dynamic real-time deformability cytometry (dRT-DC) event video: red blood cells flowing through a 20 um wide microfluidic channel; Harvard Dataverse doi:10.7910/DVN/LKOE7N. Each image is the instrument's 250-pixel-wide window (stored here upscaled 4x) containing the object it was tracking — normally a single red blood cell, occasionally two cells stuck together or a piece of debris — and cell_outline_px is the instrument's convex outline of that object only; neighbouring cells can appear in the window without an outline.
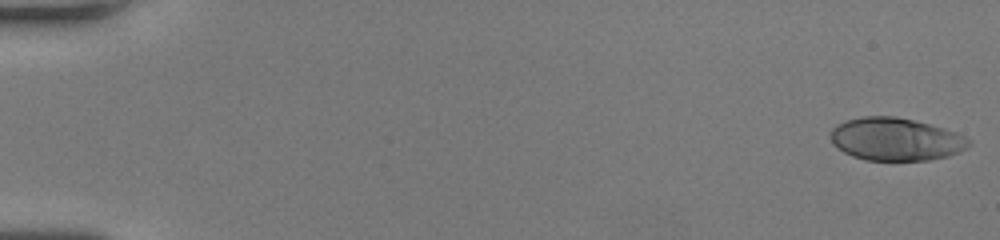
{"species": "human", "species_latin": "Homo sapiens", "temperature_condition": "room temperature", "stored_images_in_passage": 52, "camera_frame_rate_fps": 3000, "um_per_image_px": 0.085, "donor": {"sex": "female"}, "frame": {"image": 1, "passage_image": 1, "time_ms": 0.0, "image_size_px": [1000, 240], "cell_outline_px": [[972, 144], [968, 148], [948, 156], [928, 160], [864, 160], [852, 156], [844, 152], [832, 144], [832, 128], [836, 124], [844, 120], [864, 116], [896, 116], [944, 128], [956, 132], [972, 140]], "centroid_in_image_um": [76.15, 11.83], "position_along_channel_um": 8.9, "area_um2": 34.56}}
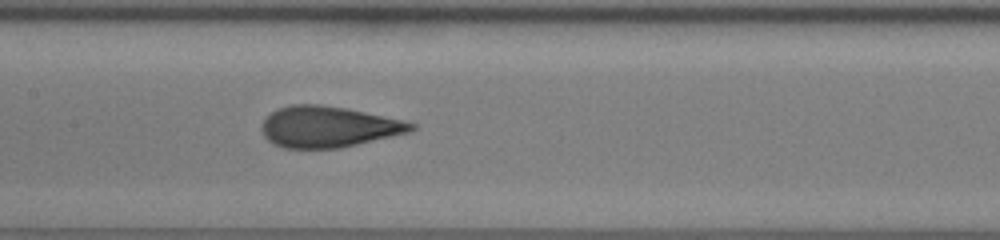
{"frame": {"image": 2, "passage_image": 27, "time_ms": 8.667, "image_size_px": [1000, 240], "cell_outline_px": [[416, 128], [408, 132], [340, 148], [284, 148], [272, 144], [264, 136], [260, 128], [260, 124], [272, 112], [280, 108], [292, 104], [320, 104], [344, 108], [404, 120], [416, 124]], "centroid_in_image_um": [27.87, 10.78], "position_along_channel_um": 179.5, "area_um2": 35.55}}
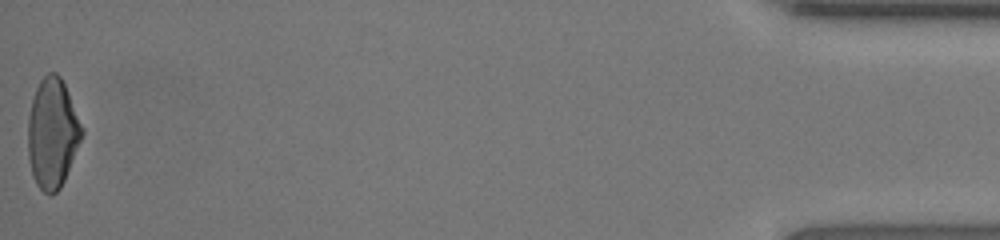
{"frame": {"image": 3, "passage_image": 52, "time_ms": 17.0, "image_size_px": [1000, 240], "cell_outline_px": [[84, 132], [64, 180], [60, 188], [52, 196], [48, 196], [36, 184], [32, 176], [28, 160], [28, 116], [32, 100], [36, 88], [40, 80], [48, 72], [56, 72], [60, 76], [68, 92], [84, 128]], "centroid_in_image_um": [4.45, 11.34], "position_along_channel_um": 430.8, "area_um2": 34.62}, "authors_computed_cell_mechanics": {"area_um2": 35.4025, "velocity_mm_per_s": 4.1127, "shape_relaxation_time_tau1_ms": 6.0985, "shape_relaxation_time_tau2_ms": 0.678, "deformation_change_tau1": 0.2243, "deformation_change_tau2": 0.0648}}